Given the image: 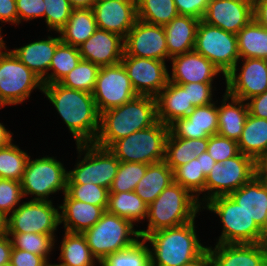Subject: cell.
Returning a JSON list of instances; mask_svg holds the SVG:
<instances>
[{
  "label": "cell",
  "mask_w": 267,
  "mask_h": 266,
  "mask_svg": "<svg viewBox=\"0 0 267 266\" xmlns=\"http://www.w3.org/2000/svg\"><path fill=\"white\" fill-rule=\"evenodd\" d=\"M100 67L81 60L59 83L67 88L93 93Z\"/></svg>",
  "instance_id": "cell-42"
},
{
  "label": "cell",
  "mask_w": 267,
  "mask_h": 266,
  "mask_svg": "<svg viewBox=\"0 0 267 266\" xmlns=\"http://www.w3.org/2000/svg\"><path fill=\"white\" fill-rule=\"evenodd\" d=\"M213 83H188L178 84L182 88H188L189 102L194 107L209 105L212 102V86ZM212 101V102H211Z\"/></svg>",
  "instance_id": "cell-49"
},
{
  "label": "cell",
  "mask_w": 267,
  "mask_h": 266,
  "mask_svg": "<svg viewBox=\"0 0 267 266\" xmlns=\"http://www.w3.org/2000/svg\"><path fill=\"white\" fill-rule=\"evenodd\" d=\"M97 28L125 38L137 21V1L97 0L92 7Z\"/></svg>",
  "instance_id": "cell-19"
},
{
  "label": "cell",
  "mask_w": 267,
  "mask_h": 266,
  "mask_svg": "<svg viewBox=\"0 0 267 266\" xmlns=\"http://www.w3.org/2000/svg\"><path fill=\"white\" fill-rule=\"evenodd\" d=\"M63 201V204L58 207L62 210L59 214L60 224L64 223V229L67 232L83 233L94 226L105 212L101 206L72 199L66 192Z\"/></svg>",
  "instance_id": "cell-26"
},
{
  "label": "cell",
  "mask_w": 267,
  "mask_h": 266,
  "mask_svg": "<svg viewBox=\"0 0 267 266\" xmlns=\"http://www.w3.org/2000/svg\"><path fill=\"white\" fill-rule=\"evenodd\" d=\"M207 152L215 162L219 163L233 158L240 153L236 141L222 137L218 134L208 138Z\"/></svg>",
  "instance_id": "cell-48"
},
{
  "label": "cell",
  "mask_w": 267,
  "mask_h": 266,
  "mask_svg": "<svg viewBox=\"0 0 267 266\" xmlns=\"http://www.w3.org/2000/svg\"><path fill=\"white\" fill-rule=\"evenodd\" d=\"M0 51V108L23 103L35 88L43 89L42 80L10 50Z\"/></svg>",
  "instance_id": "cell-9"
},
{
  "label": "cell",
  "mask_w": 267,
  "mask_h": 266,
  "mask_svg": "<svg viewBox=\"0 0 267 266\" xmlns=\"http://www.w3.org/2000/svg\"><path fill=\"white\" fill-rule=\"evenodd\" d=\"M8 216L0 211V235L7 234Z\"/></svg>",
  "instance_id": "cell-62"
},
{
  "label": "cell",
  "mask_w": 267,
  "mask_h": 266,
  "mask_svg": "<svg viewBox=\"0 0 267 266\" xmlns=\"http://www.w3.org/2000/svg\"><path fill=\"white\" fill-rule=\"evenodd\" d=\"M157 121L156 97L138 95L121 106L100 113L99 132L93 143L109 148L115 141L149 128Z\"/></svg>",
  "instance_id": "cell-2"
},
{
  "label": "cell",
  "mask_w": 267,
  "mask_h": 266,
  "mask_svg": "<svg viewBox=\"0 0 267 266\" xmlns=\"http://www.w3.org/2000/svg\"><path fill=\"white\" fill-rule=\"evenodd\" d=\"M194 51L203 55L219 68L224 77L239 62L236 34L212 26L200 20L195 38Z\"/></svg>",
  "instance_id": "cell-11"
},
{
  "label": "cell",
  "mask_w": 267,
  "mask_h": 266,
  "mask_svg": "<svg viewBox=\"0 0 267 266\" xmlns=\"http://www.w3.org/2000/svg\"><path fill=\"white\" fill-rule=\"evenodd\" d=\"M214 266H267V247L262 243L216 244L207 247Z\"/></svg>",
  "instance_id": "cell-23"
},
{
  "label": "cell",
  "mask_w": 267,
  "mask_h": 266,
  "mask_svg": "<svg viewBox=\"0 0 267 266\" xmlns=\"http://www.w3.org/2000/svg\"><path fill=\"white\" fill-rule=\"evenodd\" d=\"M5 47L6 46H5V42L3 41V38L1 36V27H0V51L4 50Z\"/></svg>",
  "instance_id": "cell-64"
},
{
  "label": "cell",
  "mask_w": 267,
  "mask_h": 266,
  "mask_svg": "<svg viewBox=\"0 0 267 266\" xmlns=\"http://www.w3.org/2000/svg\"><path fill=\"white\" fill-rule=\"evenodd\" d=\"M208 138L184 139L175 137L170 131L166 139V164L174 171L207 151Z\"/></svg>",
  "instance_id": "cell-30"
},
{
  "label": "cell",
  "mask_w": 267,
  "mask_h": 266,
  "mask_svg": "<svg viewBox=\"0 0 267 266\" xmlns=\"http://www.w3.org/2000/svg\"><path fill=\"white\" fill-rule=\"evenodd\" d=\"M178 15L174 0H138L137 19L164 26Z\"/></svg>",
  "instance_id": "cell-37"
},
{
  "label": "cell",
  "mask_w": 267,
  "mask_h": 266,
  "mask_svg": "<svg viewBox=\"0 0 267 266\" xmlns=\"http://www.w3.org/2000/svg\"><path fill=\"white\" fill-rule=\"evenodd\" d=\"M255 176V161L241 152L230 159L223 162H215L210 173L206 176L204 187L205 197L202 201L229 195L235 190L248 183ZM205 199V200H204Z\"/></svg>",
  "instance_id": "cell-12"
},
{
  "label": "cell",
  "mask_w": 267,
  "mask_h": 266,
  "mask_svg": "<svg viewBox=\"0 0 267 266\" xmlns=\"http://www.w3.org/2000/svg\"><path fill=\"white\" fill-rule=\"evenodd\" d=\"M172 182H174L173 170L163 160L148 165L134 192L149 205Z\"/></svg>",
  "instance_id": "cell-31"
},
{
  "label": "cell",
  "mask_w": 267,
  "mask_h": 266,
  "mask_svg": "<svg viewBox=\"0 0 267 266\" xmlns=\"http://www.w3.org/2000/svg\"><path fill=\"white\" fill-rule=\"evenodd\" d=\"M195 194L172 182L148 205V228L139 230L140 237L165 228L176 227L195 220L201 209Z\"/></svg>",
  "instance_id": "cell-4"
},
{
  "label": "cell",
  "mask_w": 267,
  "mask_h": 266,
  "mask_svg": "<svg viewBox=\"0 0 267 266\" xmlns=\"http://www.w3.org/2000/svg\"><path fill=\"white\" fill-rule=\"evenodd\" d=\"M49 266H60V265H58V264H50Z\"/></svg>",
  "instance_id": "cell-65"
},
{
  "label": "cell",
  "mask_w": 267,
  "mask_h": 266,
  "mask_svg": "<svg viewBox=\"0 0 267 266\" xmlns=\"http://www.w3.org/2000/svg\"><path fill=\"white\" fill-rule=\"evenodd\" d=\"M261 243L267 247V224L262 230Z\"/></svg>",
  "instance_id": "cell-63"
},
{
  "label": "cell",
  "mask_w": 267,
  "mask_h": 266,
  "mask_svg": "<svg viewBox=\"0 0 267 266\" xmlns=\"http://www.w3.org/2000/svg\"><path fill=\"white\" fill-rule=\"evenodd\" d=\"M66 193L72 199L101 206L106 211L109 195V190L107 188L93 183L67 184Z\"/></svg>",
  "instance_id": "cell-45"
},
{
  "label": "cell",
  "mask_w": 267,
  "mask_h": 266,
  "mask_svg": "<svg viewBox=\"0 0 267 266\" xmlns=\"http://www.w3.org/2000/svg\"><path fill=\"white\" fill-rule=\"evenodd\" d=\"M12 133L0 123V148L8 146L12 142Z\"/></svg>",
  "instance_id": "cell-60"
},
{
  "label": "cell",
  "mask_w": 267,
  "mask_h": 266,
  "mask_svg": "<svg viewBox=\"0 0 267 266\" xmlns=\"http://www.w3.org/2000/svg\"><path fill=\"white\" fill-rule=\"evenodd\" d=\"M253 18L267 29V0H253Z\"/></svg>",
  "instance_id": "cell-55"
},
{
  "label": "cell",
  "mask_w": 267,
  "mask_h": 266,
  "mask_svg": "<svg viewBox=\"0 0 267 266\" xmlns=\"http://www.w3.org/2000/svg\"><path fill=\"white\" fill-rule=\"evenodd\" d=\"M255 175L267 185V153L255 162Z\"/></svg>",
  "instance_id": "cell-57"
},
{
  "label": "cell",
  "mask_w": 267,
  "mask_h": 266,
  "mask_svg": "<svg viewBox=\"0 0 267 266\" xmlns=\"http://www.w3.org/2000/svg\"><path fill=\"white\" fill-rule=\"evenodd\" d=\"M10 264L12 266H49L50 263L42 256L31 252L13 248Z\"/></svg>",
  "instance_id": "cell-52"
},
{
  "label": "cell",
  "mask_w": 267,
  "mask_h": 266,
  "mask_svg": "<svg viewBox=\"0 0 267 266\" xmlns=\"http://www.w3.org/2000/svg\"><path fill=\"white\" fill-rule=\"evenodd\" d=\"M121 63L138 95L156 97L169 82L165 61L124 53Z\"/></svg>",
  "instance_id": "cell-15"
},
{
  "label": "cell",
  "mask_w": 267,
  "mask_h": 266,
  "mask_svg": "<svg viewBox=\"0 0 267 266\" xmlns=\"http://www.w3.org/2000/svg\"><path fill=\"white\" fill-rule=\"evenodd\" d=\"M174 182L189 190L192 194L196 193L200 205L199 195L204 192L206 176L201 165V155L192 161L177 167L173 171ZM198 193V194H197Z\"/></svg>",
  "instance_id": "cell-41"
},
{
  "label": "cell",
  "mask_w": 267,
  "mask_h": 266,
  "mask_svg": "<svg viewBox=\"0 0 267 266\" xmlns=\"http://www.w3.org/2000/svg\"><path fill=\"white\" fill-rule=\"evenodd\" d=\"M149 164L121 162L109 192L134 191L136 185L145 175Z\"/></svg>",
  "instance_id": "cell-44"
},
{
  "label": "cell",
  "mask_w": 267,
  "mask_h": 266,
  "mask_svg": "<svg viewBox=\"0 0 267 266\" xmlns=\"http://www.w3.org/2000/svg\"><path fill=\"white\" fill-rule=\"evenodd\" d=\"M59 259L60 266H94L93 256L85 236L82 233H71L65 231L61 242Z\"/></svg>",
  "instance_id": "cell-36"
},
{
  "label": "cell",
  "mask_w": 267,
  "mask_h": 266,
  "mask_svg": "<svg viewBox=\"0 0 267 266\" xmlns=\"http://www.w3.org/2000/svg\"><path fill=\"white\" fill-rule=\"evenodd\" d=\"M13 246L11 238L7 235H0V266L10 263Z\"/></svg>",
  "instance_id": "cell-56"
},
{
  "label": "cell",
  "mask_w": 267,
  "mask_h": 266,
  "mask_svg": "<svg viewBox=\"0 0 267 266\" xmlns=\"http://www.w3.org/2000/svg\"><path fill=\"white\" fill-rule=\"evenodd\" d=\"M23 197L20 181L0 178V211L8 216Z\"/></svg>",
  "instance_id": "cell-47"
},
{
  "label": "cell",
  "mask_w": 267,
  "mask_h": 266,
  "mask_svg": "<svg viewBox=\"0 0 267 266\" xmlns=\"http://www.w3.org/2000/svg\"><path fill=\"white\" fill-rule=\"evenodd\" d=\"M229 196L263 230L267 224V185L256 175Z\"/></svg>",
  "instance_id": "cell-25"
},
{
  "label": "cell",
  "mask_w": 267,
  "mask_h": 266,
  "mask_svg": "<svg viewBox=\"0 0 267 266\" xmlns=\"http://www.w3.org/2000/svg\"><path fill=\"white\" fill-rule=\"evenodd\" d=\"M78 49L82 60L92 62L99 67L115 65L123 58L124 38L97 28Z\"/></svg>",
  "instance_id": "cell-20"
},
{
  "label": "cell",
  "mask_w": 267,
  "mask_h": 266,
  "mask_svg": "<svg viewBox=\"0 0 267 266\" xmlns=\"http://www.w3.org/2000/svg\"><path fill=\"white\" fill-rule=\"evenodd\" d=\"M170 59L172 77L169 74V81L175 84L212 83L213 77L222 73L211 61L194 50Z\"/></svg>",
  "instance_id": "cell-22"
},
{
  "label": "cell",
  "mask_w": 267,
  "mask_h": 266,
  "mask_svg": "<svg viewBox=\"0 0 267 266\" xmlns=\"http://www.w3.org/2000/svg\"><path fill=\"white\" fill-rule=\"evenodd\" d=\"M169 126L157 121L149 128L136 131L115 141L109 150L121 162L152 164L165 158Z\"/></svg>",
  "instance_id": "cell-6"
},
{
  "label": "cell",
  "mask_w": 267,
  "mask_h": 266,
  "mask_svg": "<svg viewBox=\"0 0 267 266\" xmlns=\"http://www.w3.org/2000/svg\"><path fill=\"white\" fill-rule=\"evenodd\" d=\"M244 60L241 72L237 74L236 64L225 75L226 92L233 97L248 101L267 91V60L258 58H240Z\"/></svg>",
  "instance_id": "cell-16"
},
{
  "label": "cell",
  "mask_w": 267,
  "mask_h": 266,
  "mask_svg": "<svg viewBox=\"0 0 267 266\" xmlns=\"http://www.w3.org/2000/svg\"><path fill=\"white\" fill-rule=\"evenodd\" d=\"M73 9H92L97 0H68Z\"/></svg>",
  "instance_id": "cell-61"
},
{
  "label": "cell",
  "mask_w": 267,
  "mask_h": 266,
  "mask_svg": "<svg viewBox=\"0 0 267 266\" xmlns=\"http://www.w3.org/2000/svg\"><path fill=\"white\" fill-rule=\"evenodd\" d=\"M179 15L192 16L202 20L209 0H174Z\"/></svg>",
  "instance_id": "cell-51"
},
{
  "label": "cell",
  "mask_w": 267,
  "mask_h": 266,
  "mask_svg": "<svg viewBox=\"0 0 267 266\" xmlns=\"http://www.w3.org/2000/svg\"><path fill=\"white\" fill-rule=\"evenodd\" d=\"M222 104L218 107L217 134L238 142L248 117V106L242 99L225 91ZM231 99V103H227Z\"/></svg>",
  "instance_id": "cell-29"
},
{
  "label": "cell",
  "mask_w": 267,
  "mask_h": 266,
  "mask_svg": "<svg viewBox=\"0 0 267 266\" xmlns=\"http://www.w3.org/2000/svg\"><path fill=\"white\" fill-rule=\"evenodd\" d=\"M45 4V22L57 33L66 25L70 18L72 7L68 0H43Z\"/></svg>",
  "instance_id": "cell-46"
},
{
  "label": "cell",
  "mask_w": 267,
  "mask_h": 266,
  "mask_svg": "<svg viewBox=\"0 0 267 266\" xmlns=\"http://www.w3.org/2000/svg\"><path fill=\"white\" fill-rule=\"evenodd\" d=\"M68 171L54 157L28 160L21 180L23 196L35 195L32 200L48 201L50 194L67 191Z\"/></svg>",
  "instance_id": "cell-10"
},
{
  "label": "cell",
  "mask_w": 267,
  "mask_h": 266,
  "mask_svg": "<svg viewBox=\"0 0 267 266\" xmlns=\"http://www.w3.org/2000/svg\"><path fill=\"white\" fill-rule=\"evenodd\" d=\"M156 101L157 120L168 126L176 119L186 117L195 108L189 102L188 88L170 81L156 96Z\"/></svg>",
  "instance_id": "cell-27"
},
{
  "label": "cell",
  "mask_w": 267,
  "mask_h": 266,
  "mask_svg": "<svg viewBox=\"0 0 267 266\" xmlns=\"http://www.w3.org/2000/svg\"><path fill=\"white\" fill-rule=\"evenodd\" d=\"M18 12V24L21 20L28 21L34 18L44 17L45 4L43 0H16Z\"/></svg>",
  "instance_id": "cell-50"
},
{
  "label": "cell",
  "mask_w": 267,
  "mask_h": 266,
  "mask_svg": "<svg viewBox=\"0 0 267 266\" xmlns=\"http://www.w3.org/2000/svg\"><path fill=\"white\" fill-rule=\"evenodd\" d=\"M183 266H214V262L211 253L207 248L200 256Z\"/></svg>",
  "instance_id": "cell-58"
},
{
  "label": "cell",
  "mask_w": 267,
  "mask_h": 266,
  "mask_svg": "<svg viewBox=\"0 0 267 266\" xmlns=\"http://www.w3.org/2000/svg\"><path fill=\"white\" fill-rule=\"evenodd\" d=\"M248 101L247 106L250 115L267 119V91L248 99Z\"/></svg>",
  "instance_id": "cell-53"
},
{
  "label": "cell",
  "mask_w": 267,
  "mask_h": 266,
  "mask_svg": "<svg viewBox=\"0 0 267 266\" xmlns=\"http://www.w3.org/2000/svg\"><path fill=\"white\" fill-rule=\"evenodd\" d=\"M195 221L160 229L144 240L152 244V266H183L200 256L207 246L201 245L195 230Z\"/></svg>",
  "instance_id": "cell-3"
},
{
  "label": "cell",
  "mask_w": 267,
  "mask_h": 266,
  "mask_svg": "<svg viewBox=\"0 0 267 266\" xmlns=\"http://www.w3.org/2000/svg\"><path fill=\"white\" fill-rule=\"evenodd\" d=\"M200 20L186 15H177L164 25L168 59L194 50L196 31Z\"/></svg>",
  "instance_id": "cell-28"
},
{
  "label": "cell",
  "mask_w": 267,
  "mask_h": 266,
  "mask_svg": "<svg viewBox=\"0 0 267 266\" xmlns=\"http://www.w3.org/2000/svg\"><path fill=\"white\" fill-rule=\"evenodd\" d=\"M237 143L239 151L256 162L267 153V119L248 114Z\"/></svg>",
  "instance_id": "cell-32"
},
{
  "label": "cell",
  "mask_w": 267,
  "mask_h": 266,
  "mask_svg": "<svg viewBox=\"0 0 267 266\" xmlns=\"http://www.w3.org/2000/svg\"><path fill=\"white\" fill-rule=\"evenodd\" d=\"M124 53L165 61L168 58V49L164 27L137 19L124 38Z\"/></svg>",
  "instance_id": "cell-17"
},
{
  "label": "cell",
  "mask_w": 267,
  "mask_h": 266,
  "mask_svg": "<svg viewBox=\"0 0 267 266\" xmlns=\"http://www.w3.org/2000/svg\"><path fill=\"white\" fill-rule=\"evenodd\" d=\"M215 164V160L208 154L207 151L201 154V165L205 176H207Z\"/></svg>",
  "instance_id": "cell-59"
},
{
  "label": "cell",
  "mask_w": 267,
  "mask_h": 266,
  "mask_svg": "<svg viewBox=\"0 0 267 266\" xmlns=\"http://www.w3.org/2000/svg\"><path fill=\"white\" fill-rule=\"evenodd\" d=\"M0 21L18 24L16 0H0Z\"/></svg>",
  "instance_id": "cell-54"
},
{
  "label": "cell",
  "mask_w": 267,
  "mask_h": 266,
  "mask_svg": "<svg viewBox=\"0 0 267 266\" xmlns=\"http://www.w3.org/2000/svg\"><path fill=\"white\" fill-rule=\"evenodd\" d=\"M30 156L12 142L0 148V178L20 181Z\"/></svg>",
  "instance_id": "cell-40"
},
{
  "label": "cell",
  "mask_w": 267,
  "mask_h": 266,
  "mask_svg": "<svg viewBox=\"0 0 267 266\" xmlns=\"http://www.w3.org/2000/svg\"><path fill=\"white\" fill-rule=\"evenodd\" d=\"M11 236L13 248L25 250L44 257L47 261L55 245V236L36 233H7Z\"/></svg>",
  "instance_id": "cell-43"
},
{
  "label": "cell",
  "mask_w": 267,
  "mask_h": 266,
  "mask_svg": "<svg viewBox=\"0 0 267 266\" xmlns=\"http://www.w3.org/2000/svg\"><path fill=\"white\" fill-rule=\"evenodd\" d=\"M81 60L77 47L61 42L52 57L49 71L53 72L48 74V84L59 83Z\"/></svg>",
  "instance_id": "cell-39"
},
{
  "label": "cell",
  "mask_w": 267,
  "mask_h": 266,
  "mask_svg": "<svg viewBox=\"0 0 267 266\" xmlns=\"http://www.w3.org/2000/svg\"><path fill=\"white\" fill-rule=\"evenodd\" d=\"M236 36L240 58L267 60V29L254 18Z\"/></svg>",
  "instance_id": "cell-34"
},
{
  "label": "cell",
  "mask_w": 267,
  "mask_h": 266,
  "mask_svg": "<svg viewBox=\"0 0 267 266\" xmlns=\"http://www.w3.org/2000/svg\"><path fill=\"white\" fill-rule=\"evenodd\" d=\"M97 29L92 9H72L66 25L59 31L61 41L65 44L79 47Z\"/></svg>",
  "instance_id": "cell-33"
},
{
  "label": "cell",
  "mask_w": 267,
  "mask_h": 266,
  "mask_svg": "<svg viewBox=\"0 0 267 266\" xmlns=\"http://www.w3.org/2000/svg\"><path fill=\"white\" fill-rule=\"evenodd\" d=\"M82 234L98 262L108 254L129 248L141 238L139 230L134 229L131 221L107 211L94 226Z\"/></svg>",
  "instance_id": "cell-5"
},
{
  "label": "cell",
  "mask_w": 267,
  "mask_h": 266,
  "mask_svg": "<svg viewBox=\"0 0 267 266\" xmlns=\"http://www.w3.org/2000/svg\"><path fill=\"white\" fill-rule=\"evenodd\" d=\"M52 201L23 202L9 215L7 233H36L54 235L60 225V213Z\"/></svg>",
  "instance_id": "cell-13"
},
{
  "label": "cell",
  "mask_w": 267,
  "mask_h": 266,
  "mask_svg": "<svg viewBox=\"0 0 267 266\" xmlns=\"http://www.w3.org/2000/svg\"><path fill=\"white\" fill-rule=\"evenodd\" d=\"M253 19V0H209L203 21L237 34Z\"/></svg>",
  "instance_id": "cell-18"
},
{
  "label": "cell",
  "mask_w": 267,
  "mask_h": 266,
  "mask_svg": "<svg viewBox=\"0 0 267 266\" xmlns=\"http://www.w3.org/2000/svg\"><path fill=\"white\" fill-rule=\"evenodd\" d=\"M92 95L99 113L138 96L121 62L100 67Z\"/></svg>",
  "instance_id": "cell-14"
},
{
  "label": "cell",
  "mask_w": 267,
  "mask_h": 266,
  "mask_svg": "<svg viewBox=\"0 0 267 266\" xmlns=\"http://www.w3.org/2000/svg\"><path fill=\"white\" fill-rule=\"evenodd\" d=\"M169 131L178 138H209L218 131V107L215 103L195 107L186 117L176 119Z\"/></svg>",
  "instance_id": "cell-21"
},
{
  "label": "cell",
  "mask_w": 267,
  "mask_h": 266,
  "mask_svg": "<svg viewBox=\"0 0 267 266\" xmlns=\"http://www.w3.org/2000/svg\"><path fill=\"white\" fill-rule=\"evenodd\" d=\"M42 92L64 120L76 144L95 141L99 132L100 113L91 93L67 88L60 83L43 85Z\"/></svg>",
  "instance_id": "cell-1"
},
{
  "label": "cell",
  "mask_w": 267,
  "mask_h": 266,
  "mask_svg": "<svg viewBox=\"0 0 267 266\" xmlns=\"http://www.w3.org/2000/svg\"><path fill=\"white\" fill-rule=\"evenodd\" d=\"M205 208L216 213L223 223L218 244L261 243L262 230L229 195L210 199Z\"/></svg>",
  "instance_id": "cell-7"
},
{
  "label": "cell",
  "mask_w": 267,
  "mask_h": 266,
  "mask_svg": "<svg viewBox=\"0 0 267 266\" xmlns=\"http://www.w3.org/2000/svg\"><path fill=\"white\" fill-rule=\"evenodd\" d=\"M106 211L135 223L147 217L148 205L134 191L109 192Z\"/></svg>",
  "instance_id": "cell-35"
},
{
  "label": "cell",
  "mask_w": 267,
  "mask_h": 266,
  "mask_svg": "<svg viewBox=\"0 0 267 266\" xmlns=\"http://www.w3.org/2000/svg\"><path fill=\"white\" fill-rule=\"evenodd\" d=\"M141 239V240H140ZM134 245L127 249L108 254L100 266H152L149 245L140 238Z\"/></svg>",
  "instance_id": "cell-38"
},
{
  "label": "cell",
  "mask_w": 267,
  "mask_h": 266,
  "mask_svg": "<svg viewBox=\"0 0 267 266\" xmlns=\"http://www.w3.org/2000/svg\"><path fill=\"white\" fill-rule=\"evenodd\" d=\"M79 154L84 152L82 161L76 163V167L68 171L67 184L93 183L110 189L117 174L120 161L109 150L94 143L76 144ZM81 152V153H80Z\"/></svg>",
  "instance_id": "cell-8"
},
{
  "label": "cell",
  "mask_w": 267,
  "mask_h": 266,
  "mask_svg": "<svg viewBox=\"0 0 267 266\" xmlns=\"http://www.w3.org/2000/svg\"><path fill=\"white\" fill-rule=\"evenodd\" d=\"M61 42L60 36L55 38L48 36L46 40L31 42L11 51L42 80L43 85H48V71L52 57Z\"/></svg>",
  "instance_id": "cell-24"
}]
</instances>
